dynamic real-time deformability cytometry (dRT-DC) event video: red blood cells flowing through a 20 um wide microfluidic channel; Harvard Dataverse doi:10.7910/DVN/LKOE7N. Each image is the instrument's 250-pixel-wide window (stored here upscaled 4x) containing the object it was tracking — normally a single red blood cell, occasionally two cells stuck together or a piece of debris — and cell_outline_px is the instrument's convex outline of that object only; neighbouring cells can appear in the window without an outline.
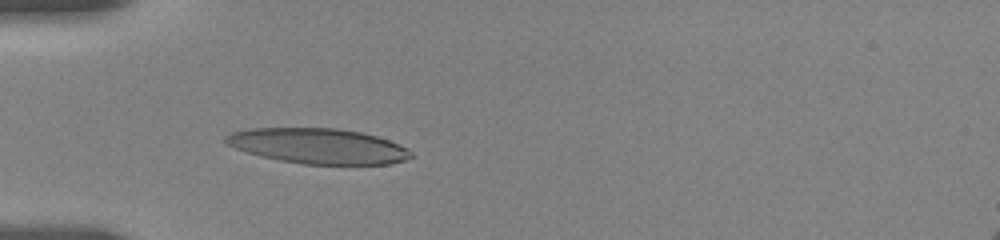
{"species": "human", "species_latin": "Homo sapiens", "temperature_condition": "room temperature", "stored_images_in_passage": 18, "camera_frame_rate_fps": 3000, "um_per_image_px": 0.085, "donor": {"sex": "female"}, "frame": {"image": 1, "passage_image": 1, "time_ms": 0.0, "image_size_px": [1000, 240], "cell_outline_px": [[412, 156], [404, 160], [388, 164], [304, 164], [280, 160], [248, 152], [236, 148], [228, 144], [224, 140], [224, 136], [232, 132], [252, 128], [336, 128], [360, 132], [376, 136], [400, 144], [412, 152]], "centroid_in_image_um": [27.06, 12.4], "position_along_channel_um": 57.9, "area_um2": 37.74}}
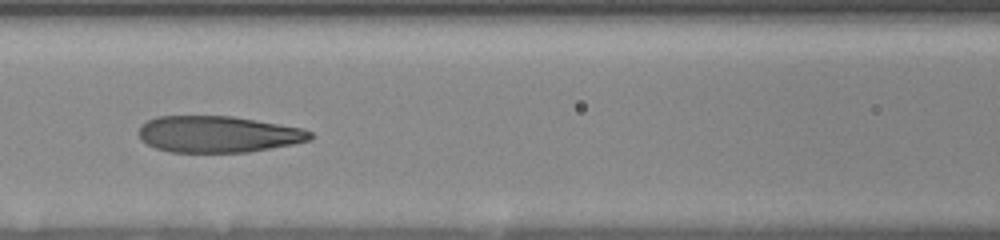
{"frame": {"image": 2, "passage_image": 11, "time_ms": 2.667, "image_size_px": [1000, 240], "cell_outline_px": [[312, 140], [292, 144], [248, 152], [168, 152], [156, 148], [140, 140], [140, 128], [148, 120], [156, 116], [232, 116], [304, 128], [312, 132]], "centroid_in_image_um": [18.56, 11.41], "position_along_channel_um": 148.0, "area_um2": 36.41}}
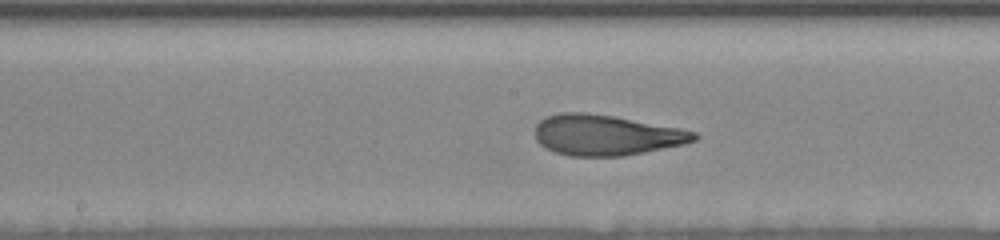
{"frame": {"image": 3, "passage_image": 16, "time_ms": 4.0, "image_size_px": [1000, 240], "cell_outline_px": [[700, 136], [696, 140], [684, 144], [624, 156], [568, 156], [556, 152], [540, 144], [536, 140], [536, 124], [544, 116], [560, 112], [588, 112], [612, 116], [680, 128], [696, 132]], "centroid_in_image_um": [51.51, 11.47], "position_along_channel_um": 196.7, "area_um2": 37.63}}